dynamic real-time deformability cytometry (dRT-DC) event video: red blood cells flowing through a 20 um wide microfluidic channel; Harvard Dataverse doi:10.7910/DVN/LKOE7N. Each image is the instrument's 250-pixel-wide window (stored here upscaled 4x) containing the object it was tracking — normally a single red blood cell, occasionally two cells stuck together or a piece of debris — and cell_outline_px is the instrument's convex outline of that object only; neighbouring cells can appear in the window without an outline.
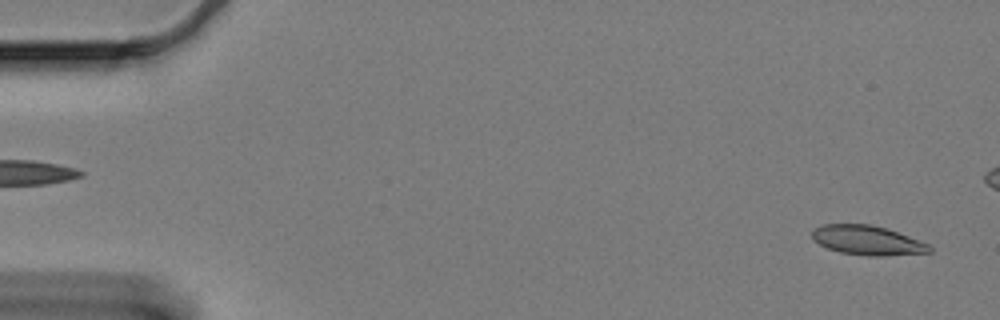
{"species": "Egyptian fruit bat (a non-hibernating species)", "species_latin": "Rousettus aegyptiacus", "temperature_condition": "cold", "stored_images_in_passage": 61, "camera_frame_rate_fps": 3000, "um_per_image_px": 0.085, "animal": {"sex": "female"}, "frame": {"image": 1, "passage_image": 2, "time_ms": 0.333, "image_size_px": [1000, 320], "cell_outline_px": [[932, 252], [884, 256], [868, 256], [840, 252], [828, 248], [812, 240], [812, 228], [820, 224], [868, 224], [884, 228], [908, 236], [928, 244], [932, 248]], "centroid_in_image_um": [73.68, 20.43], "position_along_channel_um": 11.3, "area_um2": 20.06}}
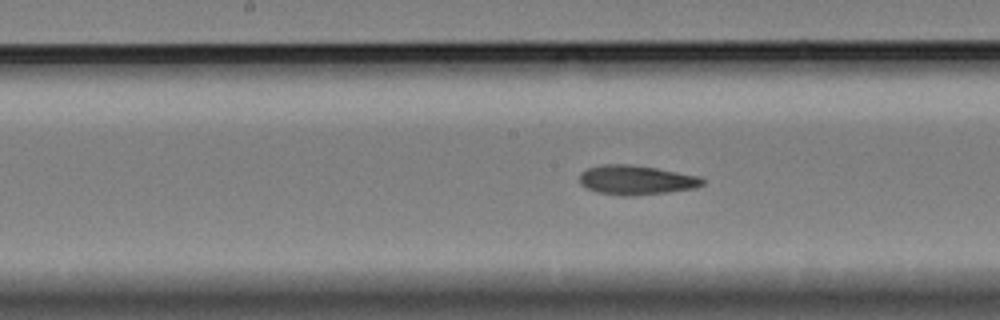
{"frame": {"image": 2, "passage_image": 30, "time_ms": 9.667, "image_size_px": [1000, 320], "cell_outline_px": [[704, 184], [696, 188], [668, 192], [636, 196], [624, 196], [596, 192], [580, 184], [580, 172], [588, 168], [604, 164], [628, 164], [656, 168], [700, 176], [704, 180]], "centroid_in_image_um": [54.08, 15.31], "position_along_channel_um": 194.1, "area_um2": 21.15}}
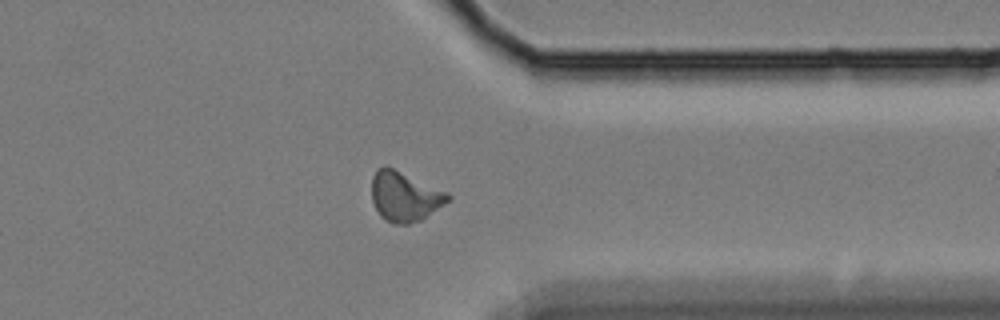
{"frame": {"image": 3, "passage_image": 47, "time_ms": 15.333, "image_size_px": [1000, 320], "cell_outline_px": [[452, 200], [420, 220], [408, 224], [396, 224], [384, 220], [380, 216], [372, 200], [372, 176], [376, 168], [384, 164], [448, 192], [452, 196]], "centroid_in_image_um": [34.4, 16.68], "position_along_channel_um": 377.0, "area_um2": 22.31}, "authors_computed_cell_mechanics": {"area_um2": 20.7502, "velocity_mm_per_s": 3.2941, "shape_relaxation_time_tau1_ms": 6.8257, "shape_relaxation_time_tau2_ms": 3.2123, "deformation_change_tau1": 0.166, "deformation_change_tau2": 0.1059}}